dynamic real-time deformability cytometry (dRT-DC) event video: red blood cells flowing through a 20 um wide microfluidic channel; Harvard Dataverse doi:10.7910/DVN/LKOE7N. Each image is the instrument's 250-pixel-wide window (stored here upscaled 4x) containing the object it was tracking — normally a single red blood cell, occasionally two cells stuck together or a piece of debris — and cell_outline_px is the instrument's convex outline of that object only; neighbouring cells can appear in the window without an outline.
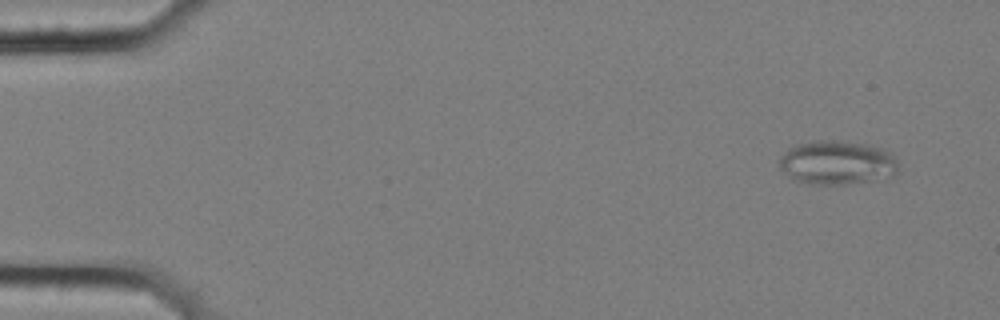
{"species": "common noctule bat (a hibernating species)", "species_latin": "Nyctalus noctula", "temperature_condition": "cold", "stored_images_in_passage": 6, "camera_frame_rate_fps": 3000, "um_per_image_px": 0.085, "animal": {"sex": "female", "body_mass_g": 25.1}, "frame": {"image": 1, "passage_image": 1, "time_ms": 0.0, "image_size_px": [1000, 320], "cell_outline_px": [[896, 172], [892, 176], [876, 180], [844, 184], [812, 184], [796, 180], [788, 176], [780, 168], [780, 156], [788, 148], [796, 144], [816, 140], [832, 140], [860, 144], [880, 148], [888, 152], [896, 160]], "centroid_in_image_um": [71.1, 13.83], "position_along_channel_um": 13.9, "area_um2": 30.06}}